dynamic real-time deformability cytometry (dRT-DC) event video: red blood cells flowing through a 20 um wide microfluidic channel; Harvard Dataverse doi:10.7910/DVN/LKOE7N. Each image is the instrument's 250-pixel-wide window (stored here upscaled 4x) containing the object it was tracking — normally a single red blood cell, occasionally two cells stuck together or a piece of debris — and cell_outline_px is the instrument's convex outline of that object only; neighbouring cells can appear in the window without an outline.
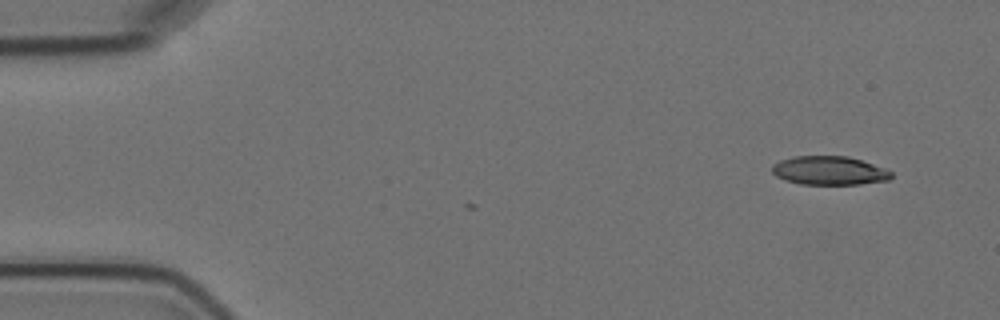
{"species": "Egyptian fruit bat (a non-hibernating species)", "species_latin": "Rousettus aegyptiacus", "temperature_condition": "cold", "stored_images_in_passage": 12, "camera_frame_rate_fps": 3000, "um_per_image_px": 0.085, "animal": {"sex": "female"}, "frame": {"image": 1, "passage_image": 1, "time_ms": 0.0, "image_size_px": [1000, 320], "cell_outline_px": [[892, 176], [888, 180], [860, 184], [800, 184], [776, 176], [772, 172], [772, 164], [780, 160], [792, 156], [848, 156], [888, 168], [892, 172]], "centroid_in_image_um": [70.51, 14.49], "position_along_channel_um": 14.5, "area_um2": 20.06}}
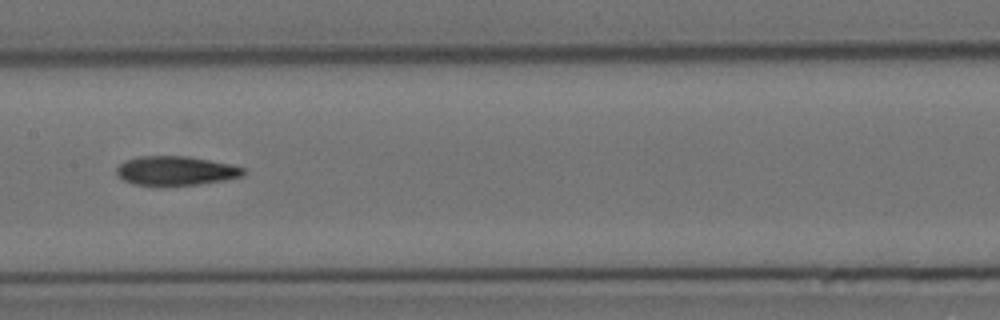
{"frame": {"image": 2, "passage_image": 7, "time_ms": 8.0, "image_size_px": [1000, 320], "cell_outline_px": [[244, 176], [224, 180], [196, 184], [160, 188], [132, 184], [124, 180], [116, 172], [116, 168], [124, 160], [140, 156], [188, 156], [232, 164], [244, 168]], "centroid_in_image_um": [14.91, 14.54], "position_along_channel_um": 192.5, "area_um2": 22.14}}
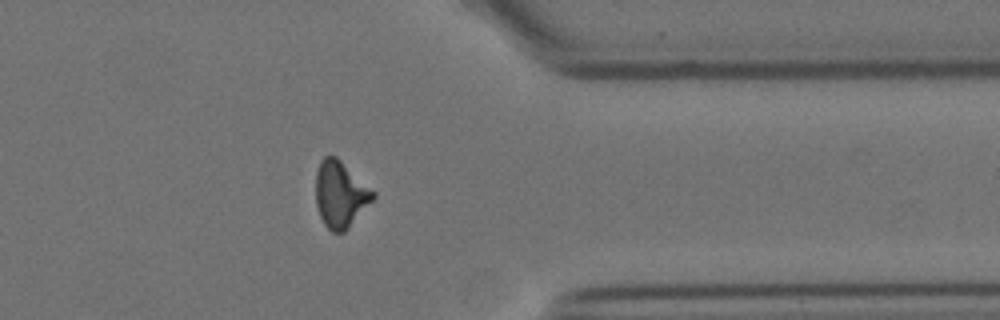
{"frame": {"image": 3, "passage_image": 12, "time_ms": 13.667, "image_size_px": [1000, 320], "cell_outline_px": [[376, 196], [348, 228], [344, 232], [332, 232], [324, 224], [320, 216], [316, 204], [316, 172], [320, 160], [324, 156], [336, 156], [376, 192]], "centroid_in_image_um": [28.92, 16.5], "position_along_channel_um": 382.5, "area_um2": 22.08}, "authors_computed_cell_mechanics": {"area_um2": 21.9062, "velocity_mm_per_s": 3.5632, "shape_relaxation_time_tau1_ms": null, "shape_relaxation_time_tau2_ms": 3.3051, "deformation_change_tau1": null, "deformation_change_tau2": 0.1133}}